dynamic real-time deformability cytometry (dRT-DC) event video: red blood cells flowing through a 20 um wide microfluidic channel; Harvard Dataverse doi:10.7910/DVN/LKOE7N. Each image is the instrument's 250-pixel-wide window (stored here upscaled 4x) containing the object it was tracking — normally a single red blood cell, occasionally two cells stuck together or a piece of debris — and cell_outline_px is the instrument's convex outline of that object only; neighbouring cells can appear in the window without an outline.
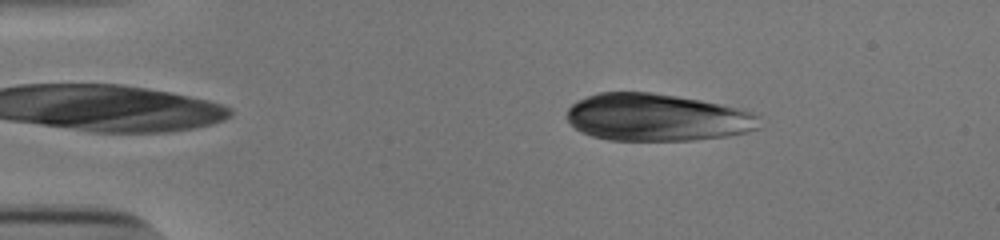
{"species": "human", "species_latin": "Homo sapiens", "temperature_condition": "cold", "stored_images_in_passage": 45, "camera_frame_rate_fps": 3000, "um_per_image_px": 0.085, "donor": {"sex": "male"}, "frame": {"image": 1, "passage_image": 2, "time_ms": 0.333, "image_size_px": [1000, 240], "cell_outline_px": [[756, 128], [744, 132], [724, 136], [692, 140], [608, 140], [592, 136], [576, 128], [568, 120], [568, 108], [572, 104], [588, 96], [600, 92], [652, 92], [700, 100], [748, 112], [756, 116]], "centroid_in_image_um": [55.73, 9.98], "position_along_channel_um": 29.3, "area_um2": 51.9}}
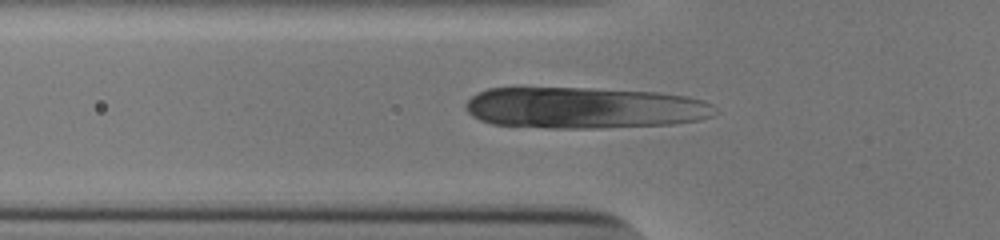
{"frame": {"image": 2, "passage_image": 11, "time_ms": 3.333, "image_size_px": [1000, 240], "cell_outline_px": [[712, 116], [700, 120], [672, 124], [596, 128], [548, 128], [492, 124], [480, 120], [472, 116], [464, 108], [464, 104], [472, 96], [488, 88], [592, 88], [656, 92], [684, 96], [700, 100], [712, 104]], "centroid_in_image_um": [49.6, 9.17], "position_along_channel_um": 76.2, "area_um2": 60.0}}